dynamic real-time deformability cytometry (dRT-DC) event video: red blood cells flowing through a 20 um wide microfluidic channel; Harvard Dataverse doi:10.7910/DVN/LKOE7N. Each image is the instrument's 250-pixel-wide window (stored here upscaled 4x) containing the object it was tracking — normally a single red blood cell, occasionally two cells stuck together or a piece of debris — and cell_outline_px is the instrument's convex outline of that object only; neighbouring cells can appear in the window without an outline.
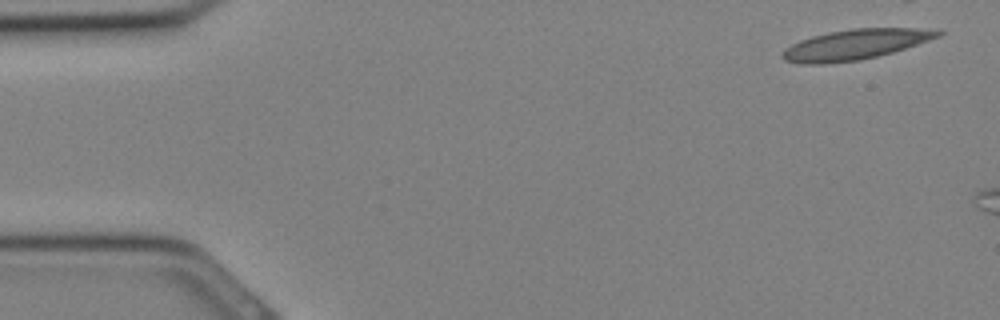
{"species": "Egyptian fruit bat (a non-hibernating species)", "species_latin": "Rousettus aegyptiacus", "temperature_condition": "cold", "stored_images_in_passage": 5, "camera_frame_rate_fps": 3000, "um_per_image_px": 0.085, "animal": {"sex": "female"}, "frame": {"image": 1, "passage_image": 1, "time_ms": 0.0, "image_size_px": [1000, 320], "cell_outline_px": [[944, 32], [940, 36], [892, 52], [860, 60], [824, 64], [800, 64], [784, 60], [780, 56], [784, 48], [800, 40], [812, 36], [828, 32], [852, 28], [940, 28]], "centroid_in_image_um": [72.69, 3.77], "position_along_channel_um": 12.3, "area_um2": 27.57}}